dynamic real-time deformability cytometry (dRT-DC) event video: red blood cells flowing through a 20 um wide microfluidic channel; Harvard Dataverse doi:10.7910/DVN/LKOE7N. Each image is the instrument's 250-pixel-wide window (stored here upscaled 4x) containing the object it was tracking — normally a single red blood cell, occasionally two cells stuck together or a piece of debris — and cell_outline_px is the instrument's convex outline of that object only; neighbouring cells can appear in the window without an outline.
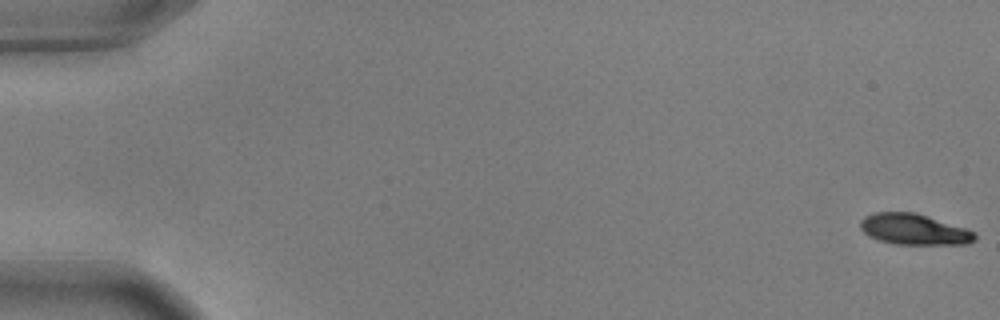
{"species": "common noctule bat (a hibernating species)", "species_latin": "Nyctalus noctula", "temperature_condition": "warm", "stored_images_in_passage": 57, "segment_of_instrument_passage": [1, 2], "camera_frame_rate_fps": 3000, "um_per_image_px": 0.085, "animal": {"sex": "male", "body_mass_g": 17.9, "forearm_length_mm": 54.2}, "frame": {"image": 1, "passage_image": 1, "time_ms": 0.0, "image_size_px": [1000, 320], "cell_outline_px": [[976, 240], [968, 244], [896, 244], [880, 240], [868, 236], [860, 228], [860, 220], [864, 216], [872, 212], [916, 212], [976, 232]], "centroid_in_image_um": [77.67, 19.49], "position_along_channel_um": 7.3, "area_um2": 20.63}}
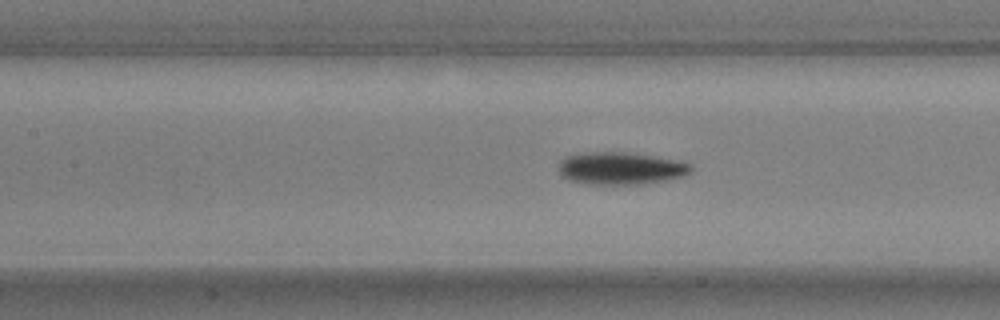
{"frame": {"image": 2, "passage_image": 26, "time_ms": 8.333, "image_size_px": [1000, 320], "cell_outline_px": [[692, 172], [684, 176], [668, 180], [644, 184], [588, 184], [568, 180], [560, 176], [556, 168], [560, 160], [564, 156], [576, 152], [624, 152], [684, 160], [692, 164]], "centroid_in_image_um": [52.74, 14.3], "position_along_channel_um": 154.7, "area_um2": 25.84}}
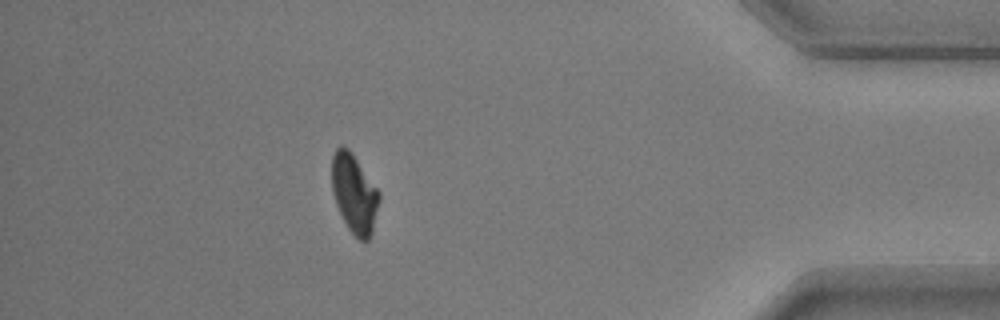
{"frame": {"image": 3, "passage_image": 50, "time_ms": 16.333, "image_size_px": [1000, 320], "cell_outline_px": [[380, 200], [372, 236], [368, 240], [360, 240], [348, 228], [336, 204], [332, 192], [332, 156], [336, 148], [340, 144], [348, 148], [352, 152], [380, 192]], "centroid_in_image_um": [30.13, 16.44], "position_along_channel_um": 405.1, "area_um2": 21.91}}